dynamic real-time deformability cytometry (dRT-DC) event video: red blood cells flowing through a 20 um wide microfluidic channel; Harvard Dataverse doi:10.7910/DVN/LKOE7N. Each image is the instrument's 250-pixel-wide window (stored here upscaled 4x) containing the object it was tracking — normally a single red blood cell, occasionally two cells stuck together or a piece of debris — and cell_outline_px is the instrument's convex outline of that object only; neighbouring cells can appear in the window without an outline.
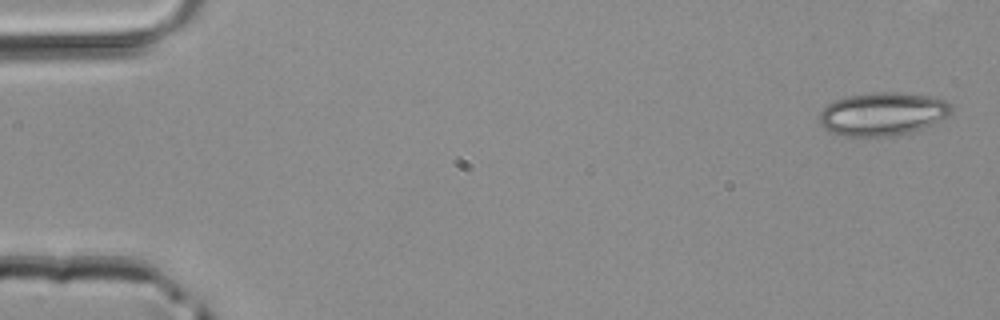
{"species": "common noctule bat (a hibernating species)", "species_latin": "Nyctalus noctula", "temperature_condition": "room temperature", "stored_images_in_passage": 4, "camera_frame_rate_fps": 3000, "um_per_image_px": 0.085, "animal": {"sex": "male", "body_mass_g": 20.4}, "frame": {"image": 1, "passage_image": 1, "time_ms": 0.0, "image_size_px": [1000, 320], "cell_outline_px": [[952, 112], [948, 116], [924, 128], [912, 132], [892, 136], [844, 136], [832, 132], [824, 128], [820, 124], [816, 116], [832, 100], [848, 96], [876, 92], [896, 92], [928, 96], [944, 100], [952, 104]], "centroid_in_image_um": [75.0, 9.69], "position_along_channel_um": 10.0, "area_um2": 33.41}}